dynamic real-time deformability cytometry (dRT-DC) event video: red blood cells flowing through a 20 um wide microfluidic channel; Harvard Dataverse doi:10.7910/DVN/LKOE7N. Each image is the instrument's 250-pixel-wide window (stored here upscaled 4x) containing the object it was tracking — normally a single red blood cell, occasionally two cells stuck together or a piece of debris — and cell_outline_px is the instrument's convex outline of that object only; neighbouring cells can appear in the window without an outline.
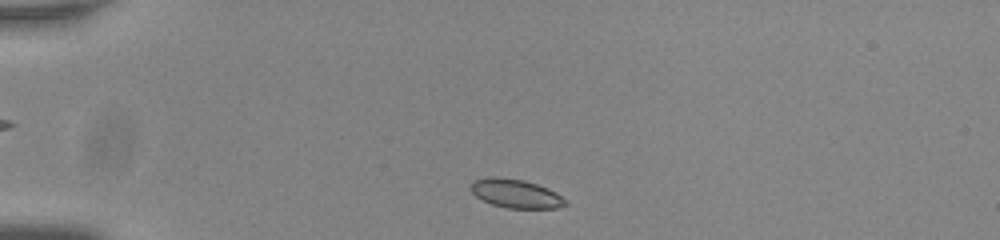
{"species": "common noctule bat (a hibernating species)", "species_latin": "Nyctalus noctula", "temperature_condition": "room temperature", "stored_images_in_passage": 44, "camera_frame_rate_fps": 3000, "um_per_image_px": 0.085, "animal": {"sex": "male", "body_mass_g": 20.0, "forearm_length_mm": 53.3}, "frame": {"image": 1, "passage_image": 3, "time_ms": 0.667, "image_size_px": [1000, 240], "cell_outline_px": [[568, 204], [556, 208], [508, 208], [492, 204], [476, 196], [468, 188], [472, 180], [492, 176], [496, 176], [524, 180], [548, 188], [556, 192], [568, 200]], "centroid_in_image_um": [43.84, 16.44], "position_along_channel_um": 41.2, "area_um2": 16.01}}
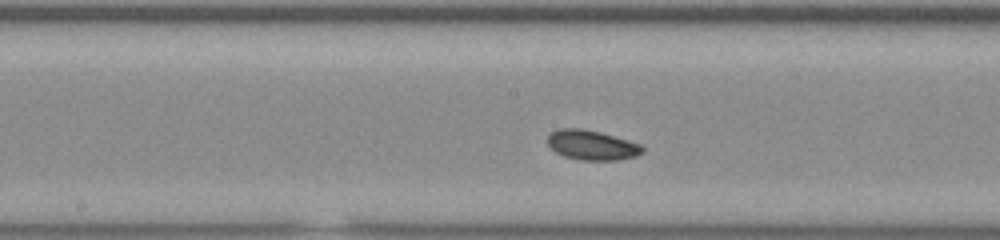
{"frame": {"image": 2, "passage_image": 19, "time_ms": 6.0, "image_size_px": [1000, 240], "cell_outline_px": [[644, 152], [636, 156], [620, 160], [580, 160], [564, 156], [556, 152], [548, 144], [548, 136], [552, 132], [560, 128], [580, 128], [600, 132], [628, 140], [640, 144], [644, 148]], "centroid_in_image_um": [50.33, 12.34], "position_along_channel_um": 197.9, "area_um2": 16.42}}
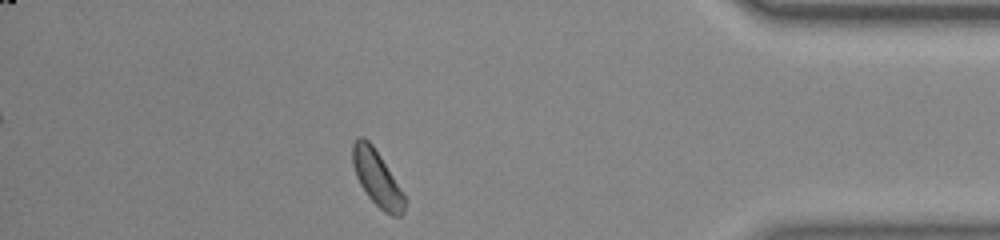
{"frame": {"image": 3, "passage_image": 38, "time_ms": 12.333, "image_size_px": [1000, 240], "cell_outline_px": [[408, 200], [404, 212], [400, 216], [392, 216], [384, 212], [368, 196], [360, 184], [356, 176], [352, 164], [352, 144], [356, 136], [364, 136], [372, 144], [380, 156]], "centroid_in_image_um": [32.05, 15.14], "position_along_channel_um": 403.2, "area_um2": 16.99}, "authors_computed_cell_mechanics": {"area_um2": 16.473, "velocity_mm_per_s": 3.7571, "shape_relaxation_time_tau1_ms": 3.3614, "shape_relaxation_time_tau2_ms": null, "deformation_change_tau1": 0.0473, "deformation_change_tau2": null}}